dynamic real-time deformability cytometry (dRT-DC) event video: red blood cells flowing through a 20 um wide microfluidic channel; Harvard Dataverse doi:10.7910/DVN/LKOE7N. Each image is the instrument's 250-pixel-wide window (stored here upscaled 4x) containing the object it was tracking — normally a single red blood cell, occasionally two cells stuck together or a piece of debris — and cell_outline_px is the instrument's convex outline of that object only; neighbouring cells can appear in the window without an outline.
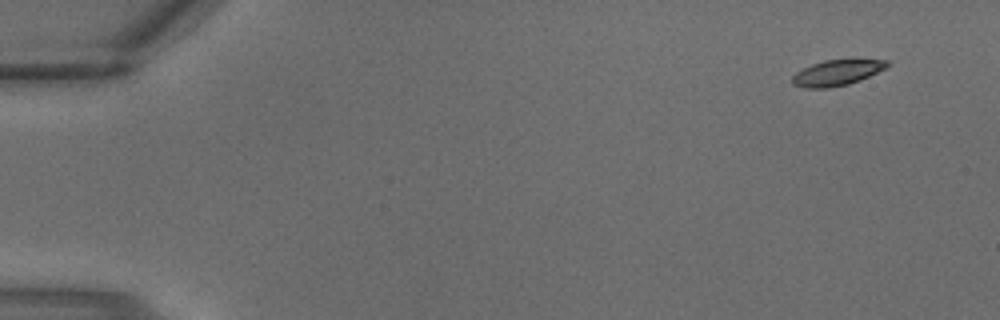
{"species": "common noctule bat (a hibernating species)", "species_latin": "Nyctalus noctula", "temperature_condition": "warm", "stored_images_in_passage": 3, "camera_frame_rate_fps": 3000, "um_per_image_px": 0.085, "animal": {"sex": "male", "body_mass_g": 18.8}, "frame": {"image": 1, "passage_image": 1, "time_ms": 0.0, "image_size_px": [1000, 320], "cell_outline_px": [[888, 68], [860, 80], [848, 84], [828, 88], [804, 88], [792, 84], [792, 76], [796, 72], [812, 64], [824, 60], [852, 56], [888, 60]], "centroid_in_image_um": [71.22, 6.12], "position_along_channel_um": 13.8, "area_um2": 15.03}}
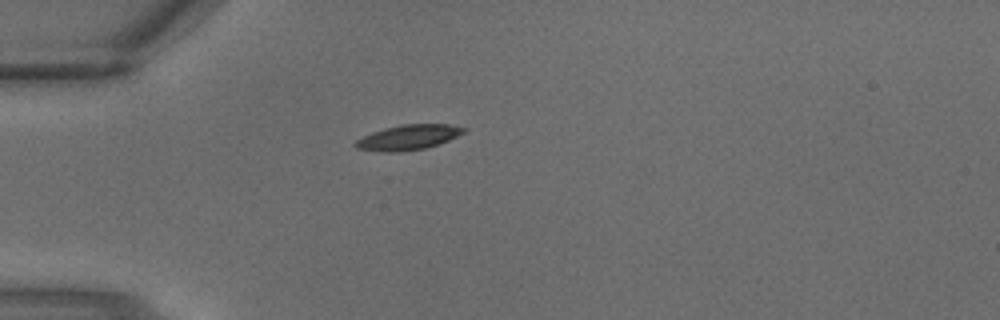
{"frame": {"image": 2, "passage_image": 3, "time_ms": 0.667, "image_size_px": [1000, 320], "cell_outline_px": [[468, 128], [464, 132], [448, 140], [424, 148], [400, 152], [388, 152], [356, 148], [352, 144], [356, 140], [372, 132], [384, 128], [404, 124], [448, 124]], "centroid_in_image_um": [34.68, 11.67], "position_along_channel_um": 50.3, "area_um2": 15.61}}